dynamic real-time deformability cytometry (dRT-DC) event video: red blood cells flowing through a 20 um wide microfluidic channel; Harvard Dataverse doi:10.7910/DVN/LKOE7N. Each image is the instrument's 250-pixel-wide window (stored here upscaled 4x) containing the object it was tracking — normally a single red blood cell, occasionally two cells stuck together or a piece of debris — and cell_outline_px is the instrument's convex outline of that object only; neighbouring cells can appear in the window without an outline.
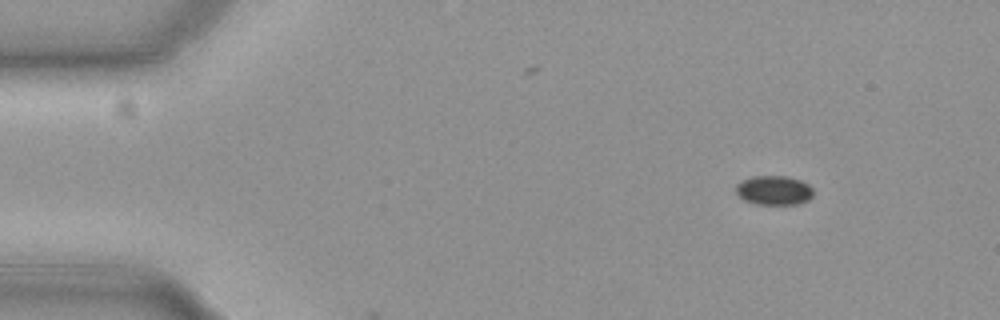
{"species": "common noctule bat (a hibernating species)", "species_latin": "Nyctalus noctula", "temperature_condition": "cold", "stored_images_in_passage": 3, "camera_frame_rate_fps": 3000, "um_per_image_px": 0.085, "animal": {"sex": "female", "body_mass_g": 19.3, "forearm_length_mm": 54.1}, "frame": {"image": 1, "passage_image": 1, "time_ms": 0.0, "image_size_px": [1000, 320], "cell_outline_px": [[812, 196], [808, 200], [800, 204], [756, 204], [744, 200], [736, 192], [736, 184], [752, 176], [784, 176], [800, 180], [808, 184], [812, 188]], "centroid_in_image_um": [65.79, 16.18], "position_along_channel_um": 19.2, "area_um2": 13.12}}